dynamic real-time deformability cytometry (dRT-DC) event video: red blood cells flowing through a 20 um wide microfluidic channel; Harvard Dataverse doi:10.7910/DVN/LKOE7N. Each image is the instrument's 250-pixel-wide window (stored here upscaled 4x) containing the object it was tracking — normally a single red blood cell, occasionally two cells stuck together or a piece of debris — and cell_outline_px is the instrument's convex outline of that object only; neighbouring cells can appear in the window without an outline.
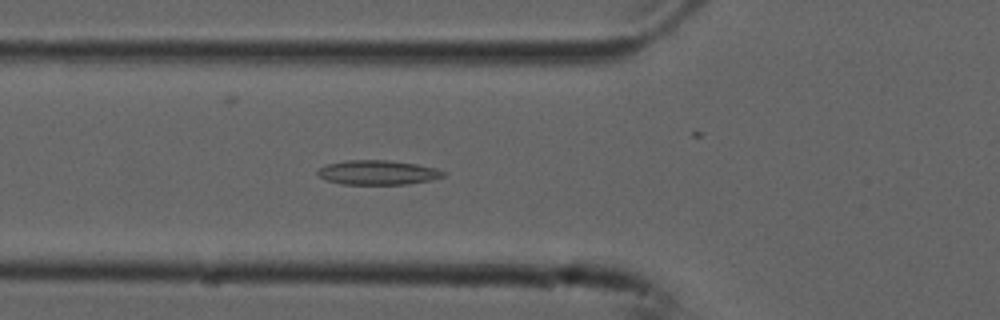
{"species": "common noctule bat (a hibernating species)", "species_latin": "Nyctalus noctula", "temperature_condition": "cold", "stored_images_in_passage": 51, "camera_frame_rate_fps": 3000, "um_per_image_px": 0.085, "animal": {"sex": "male", "forearm_length_mm": 52.5}, "frame": {"image": 1, "passage_image": 19, "time_ms": 6.0, "image_size_px": [1000, 320], "cell_outline_px": [[444, 176], [428, 180], [408, 184], [340, 184], [328, 180], [320, 176], [316, 172], [324, 164], [348, 160], [388, 160], [416, 164], [436, 168], [444, 172]], "centroid_in_image_um": [32.07, 14.65], "position_along_channel_um": 93.7, "area_um2": 17.74}}
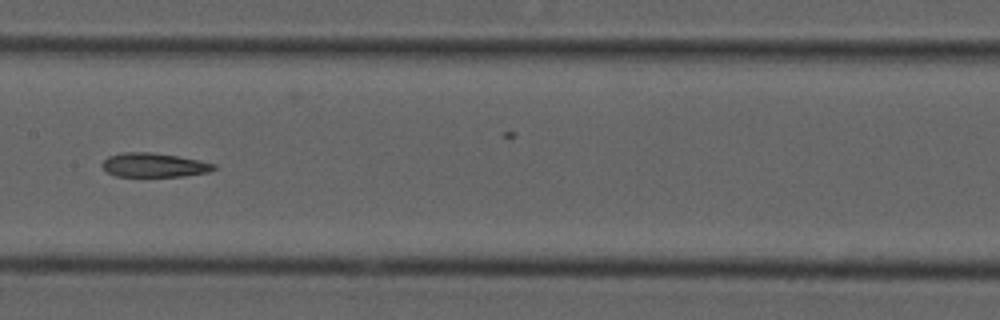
{"frame": {"image": 2, "passage_image": 27, "time_ms": 8.667, "image_size_px": [1000, 320], "cell_outline_px": [[216, 168], [208, 172], [184, 176], [116, 176], [108, 172], [100, 164], [108, 156], [120, 152], [152, 152], [200, 160], [216, 164]], "centroid_in_image_um": [13.08, 14.02], "position_along_channel_um": 194.3, "area_um2": 15.66}}
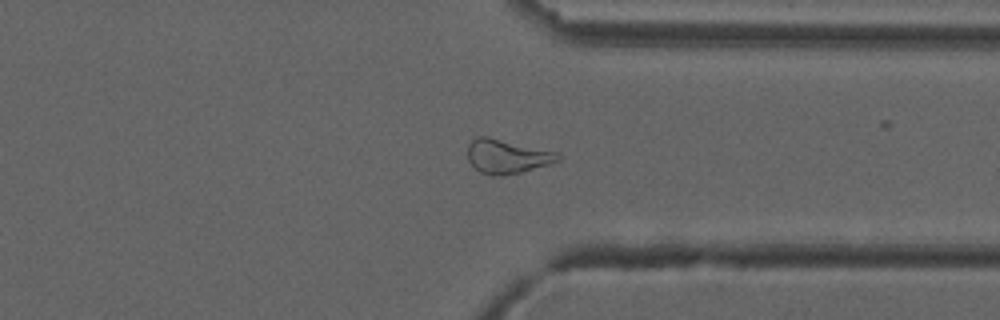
{"frame": {"image": 3, "passage_image": 41, "time_ms": 13.333, "image_size_px": [1000, 320], "cell_outline_px": [[560, 160], [548, 164], [520, 172], [504, 176], [492, 176], [480, 172], [468, 160], [468, 144], [476, 136], [488, 136], [556, 152], [560, 156]], "centroid_in_image_um": [43.05, 13.29], "position_along_channel_um": 368.3, "area_um2": 17.8}}